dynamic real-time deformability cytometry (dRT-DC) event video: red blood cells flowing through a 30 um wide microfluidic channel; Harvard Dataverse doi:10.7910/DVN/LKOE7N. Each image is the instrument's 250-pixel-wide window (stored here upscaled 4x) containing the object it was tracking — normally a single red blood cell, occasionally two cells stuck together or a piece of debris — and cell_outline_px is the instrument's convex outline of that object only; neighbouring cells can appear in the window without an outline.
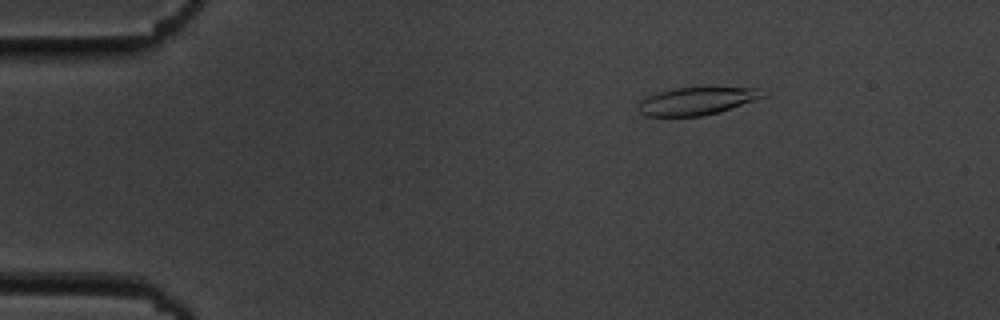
{"species": "common noctule bat (a hibernating species)", "species_latin": "Nyctalus noctula", "temperature_condition": "cold", "stored_images_in_passage": 55, "camera_frame_rate_fps": 3000, "um_per_image_px": 0.085, "animal": {"sex": "male", "body_mass_g": 19.5, "forearm_length_mm": 54.6}, "frame": {"image": 1, "passage_image": 9, "time_ms": 2.667, "image_size_px": [1000, 320], "cell_outline_px": [[768, 96], [720, 112], [704, 116], [644, 116], [640, 112], [640, 100], [644, 96], [672, 88], [760, 88], [768, 92]], "centroid_in_image_um": [59.27, 8.59], "position_along_channel_um": 25.7, "area_um2": 20.23}}
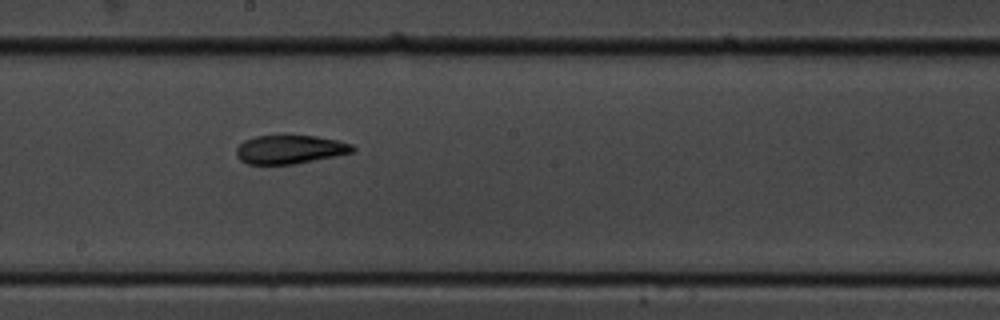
{"frame": {"image": 2, "passage_image": 31, "time_ms": 10.0, "image_size_px": [1000, 320], "cell_outline_px": [[356, 148], [352, 152], [336, 156], [296, 164], [248, 164], [240, 160], [236, 156], [236, 148], [244, 140], [256, 136], [280, 132], [316, 136], [336, 140], [352, 144]], "centroid_in_image_um": [24.61, 12.66], "position_along_channel_um": 223.6, "area_um2": 20.23}}
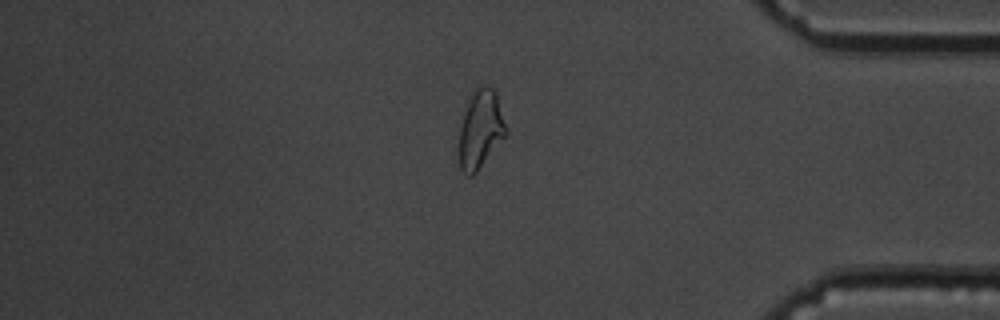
{"frame": {"image": 3, "passage_image": 47, "time_ms": 15.333, "image_size_px": [1000, 320], "cell_outline_px": [[508, 136], [476, 172], [472, 176], [468, 176], [460, 168], [456, 152], [460, 128], [464, 112], [472, 92], [480, 84], [492, 88], [496, 92], [508, 132]], "centroid_in_image_um": [40.83, 11.04], "position_along_channel_um": 394.4, "area_um2": 22.02}, "authors_computed_cell_mechanics": {"area_um2": 20.2878, "velocity_mm_per_s": 3.6624, "shape_relaxation_time_tau1_ms": 5.4584, "shape_relaxation_time_tau2_ms": 3.0549, "deformation_change_tau1": 0.1674, "deformation_change_tau2": 0.1034}}